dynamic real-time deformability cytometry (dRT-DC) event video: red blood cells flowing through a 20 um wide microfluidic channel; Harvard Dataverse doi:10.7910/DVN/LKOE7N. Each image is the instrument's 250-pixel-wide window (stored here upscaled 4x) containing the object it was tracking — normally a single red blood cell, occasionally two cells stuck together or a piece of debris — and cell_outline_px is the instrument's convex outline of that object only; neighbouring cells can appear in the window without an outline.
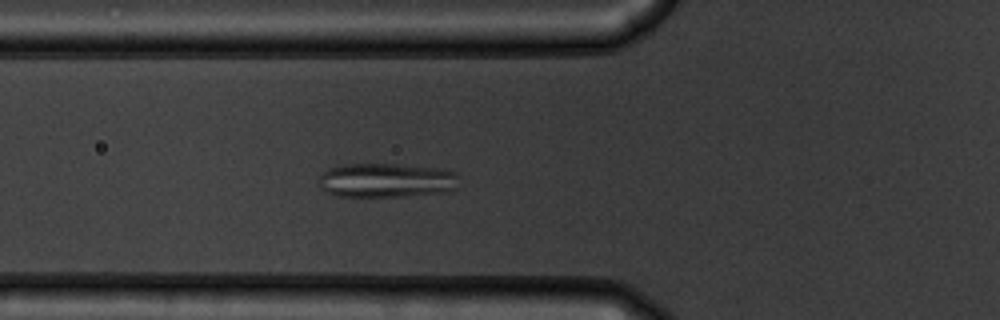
{"species": "common noctule bat (a hibernating species)", "species_latin": "Nyctalus noctula", "temperature_condition": "warm", "stored_images_in_passage": 48, "camera_frame_rate_fps": 3000, "um_per_image_px": 0.085, "animal": {"sex": "male", "body_mass_g": 19.5, "forearm_length_mm": 54.6}, "frame": {"image": 1, "passage_image": 13, "time_ms": 4.0, "image_size_px": [1000, 320], "cell_outline_px": [[456, 188], [452, 192], [408, 196], [336, 196], [320, 188], [320, 176], [328, 168], [344, 164], [396, 164], [444, 168], [456, 172]], "centroid_in_image_um": [32.88, 15.32], "position_along_channel_um": 92.9, "area_um2": 28.26}}
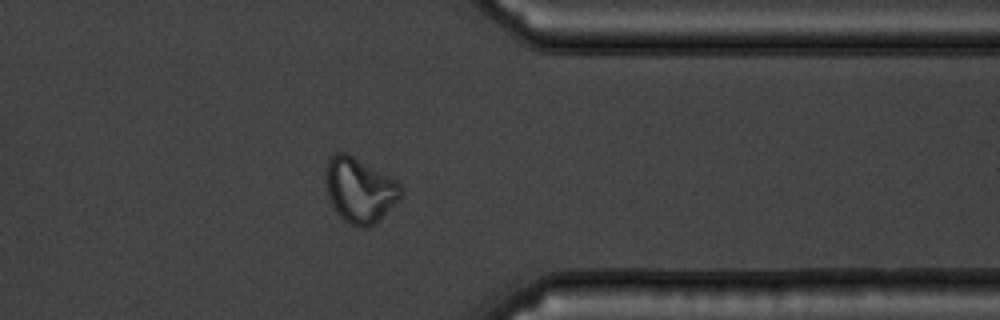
{"frame": {"image": 2, "passage_image": 37, "time_ms": 12.0, "image_size_px": [1000, 320], "cell_outline_px": [[404, 192], [400, 200], [376, 224], [368, 228], [360, 228], [344, 220], [336, 212], [328, 196], [324, 176], [324, 168], [328, 156], [336, 152], [344, 152], [352, 156], [396, 180], [404, 188]], "centroid_in_image_um": [30.57, 16.17], "position_along_channel_um": 380.8, "area_um2": 28.9}}
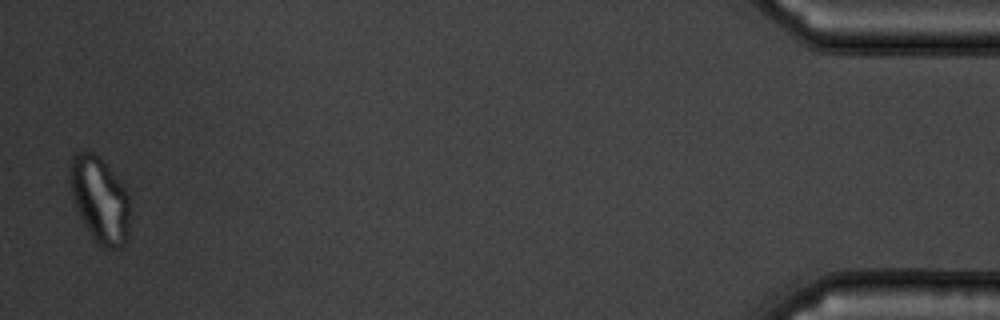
{"frame": {"image": 3, "passage_image": 47, "time_ms": 15.333, "image_size_px": [1000, 320], "cell_outline_px": [[128, 232], [124, 244], [120, 248], [104, 248], [92, 236], [84, 224], [76, 208], [72, 196], [68, 180], [68, 168], [72, 156], [76, 152], [84, 148], [100, 156], [128, 192]], "centroid_in_image_um": [8.43, 16.89], "position_along_channel_um": 426.8, "area_um2": 30.11}, "authors_computed_cell_mechanics": {"area_um2": 28.322, "velocity_mm_per_s": 3.6852, "shape_relaxation_time_tau1_ms": 7.2453, "shape_relaxation_time_tau2_ms": 1.5087, "deformation_change_tau1": 0.1766, "deformation_change_tau2": 0.0518}}